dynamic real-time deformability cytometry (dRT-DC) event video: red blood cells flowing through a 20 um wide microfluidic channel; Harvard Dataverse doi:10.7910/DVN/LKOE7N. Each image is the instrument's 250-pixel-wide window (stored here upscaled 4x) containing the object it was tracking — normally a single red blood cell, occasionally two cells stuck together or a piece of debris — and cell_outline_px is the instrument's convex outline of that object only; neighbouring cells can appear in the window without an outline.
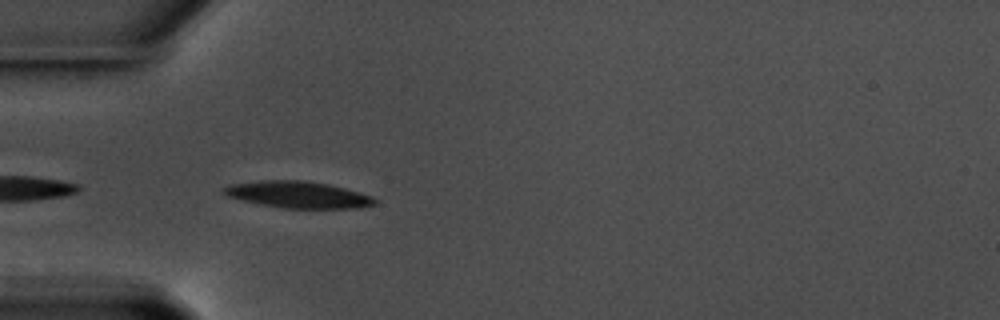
{"species": "common noctule bat (a hibernating species)", "species_latin": "Nyctalus noctula", "temperature_condition": "warm", "stored_images_in_passage": 10, "camera_frame_rate_fps": 3000, "um_per_image_px": 0.085, "animal": {"sex": "male", "body_mass_g": 17.5, "forearm_length_mm": 52.3}, "frame": {"image": 1, "passage_image": 2, "time_ms": 0.333, "image_size_px": [1000, 320], "cell_outline_px": [[376, 204], [356, 208], [284, 208], [260, 204], [228, 196], [220, 192], [224, 188], [232, 184], [260, 180], [304, 180], [328, 184], [344, 188], [372, 196], [376, 200]], "centroid_in_image_um": [25.33, 16.54], "position_along_channel_um": 59.7, "area_um2": 23.24}}